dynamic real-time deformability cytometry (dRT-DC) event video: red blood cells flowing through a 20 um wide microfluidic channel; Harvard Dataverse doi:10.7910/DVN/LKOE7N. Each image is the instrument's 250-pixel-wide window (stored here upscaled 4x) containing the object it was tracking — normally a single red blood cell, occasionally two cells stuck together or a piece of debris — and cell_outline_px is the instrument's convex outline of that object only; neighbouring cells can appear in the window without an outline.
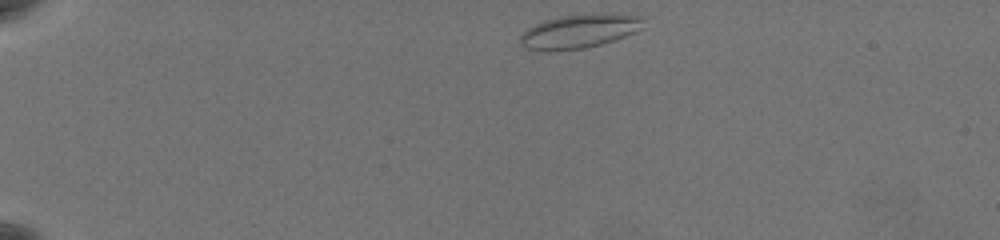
{"species": "common noctule bat (a hibernating species)", "species_latin": "Nyctalus noctula", "temperature_condition": "warm", "stored_images_in_passage": 48, "camera_frame_rate_fps": 3000, "um_per_image_px": 0.085, "animal": {"sex": "female", "body_mass_g": 19.5, "forearm_length_mm": 54.1}, "frame": {"image": 1, "passage_image": 1, "time_ms": 0.0, "image_size_px": [1000, 240], "cell_outline_px": [[644, 28], [636, 32], [600, 44], [584, 48], [548, 52], [536, 52], [524, 48], [520, 44], [520, 36], [528, 28], [544, 20], [560, 16], [644, 16]], "centroid_in_image_um": [49.14, 2.72], "position_along_channel_um": 35.9, "area_um2": 23.7}}
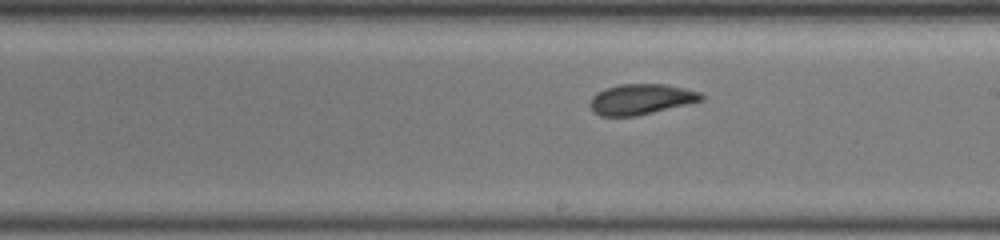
{"frame": {"image": 2, "passage_image": 25, "time_ms": 8.0, "image_size_px": [1000, 240], "cell_outline_px": [[704, 100], [636, 116], [600, 116], [592, 112], [588, 104], [592, 96], [596, 92], [604, 88], [620, 84], [664, 84], [684, 88], [700, 92], [704, 96]], "centroid_in_image_um": [54.43, 8.43], "position_along_channel_um": 234.6, "area_um2": 19.94}}
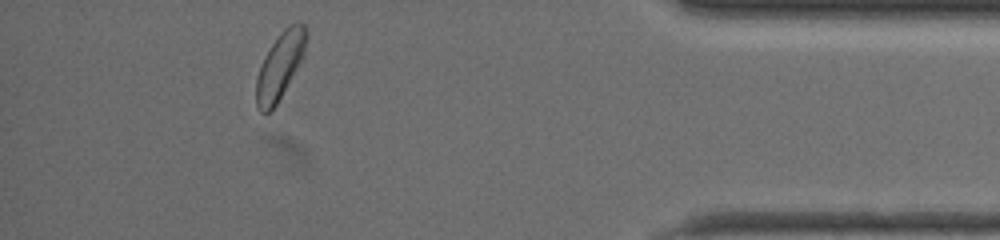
{"frame": {"image": 3, "passage_image": 43, "time_ms": 14.0, "image_size_px": [1000, 240], "cell_outline_px": [[308, 36], [304, 60], [276, 104], [268, 112], [260, 112], [256, 108], [256, 80], [260, 68], [272, 44], [280, 32], [288, 24], [296, 20], [300, 20], [304, 24]], "centroid_in_image_um": [23.87, 5.53], "position_along_channel_um": 411.3, "area_um2": 19.71}, "authors_computed_cell_mechanics": {"area_um2": 20.2878, "velocity_mm_per_s": 3.559, "shape_relaxation_time_tau1_ms": 5.2909, "shape_relaxation_time_tau2_ms": 1.4581, "deformation_change_tau1": 0.1116, "deformation_change_tau2": 0.0526}}